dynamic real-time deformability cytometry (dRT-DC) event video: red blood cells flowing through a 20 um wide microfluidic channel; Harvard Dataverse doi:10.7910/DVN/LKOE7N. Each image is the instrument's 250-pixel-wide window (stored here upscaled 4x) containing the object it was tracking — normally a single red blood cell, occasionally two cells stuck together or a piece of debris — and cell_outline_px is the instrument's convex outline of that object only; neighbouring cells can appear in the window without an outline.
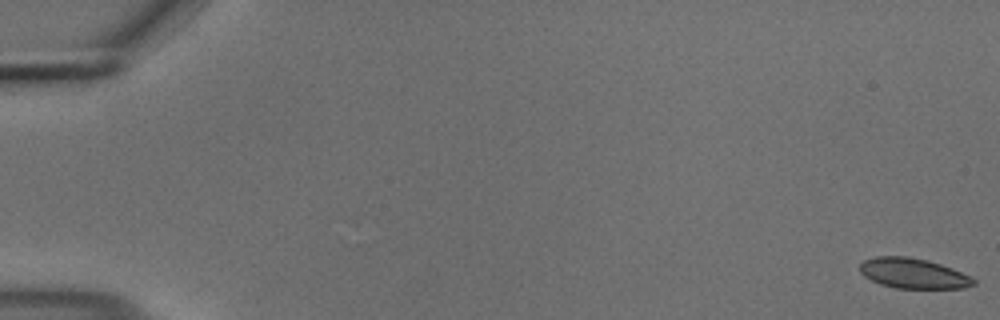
{"species": "common noctule bat (a hibernating species)", "species_latin": "Nyctalus noctula", "temperature_condition": "cold", "stored_images_in_passage": 57, "camera_frame_rate_fps": 3000, "um_per_image_px": 0.085, "animal": {"sex": "male", "body_mass_g": 18.8}, "frame": {"image": 1, "passage_image": 1, "time_ms": 0.0, "image_size_px": [1000, 320], "cell_outline_px": [[976, 284], [964, 288], [896, 288], [880, 284], [864, 276], [860, 272], [860, 264], [864, 260], [876, 256], [908, 256], [928, 260], [952, 268], [972, 276], [976, 280]], "centroid_in_image_um": [77.65, 23.23], "position_along_channel_um": 7.4, "area_um2": 20.11}}
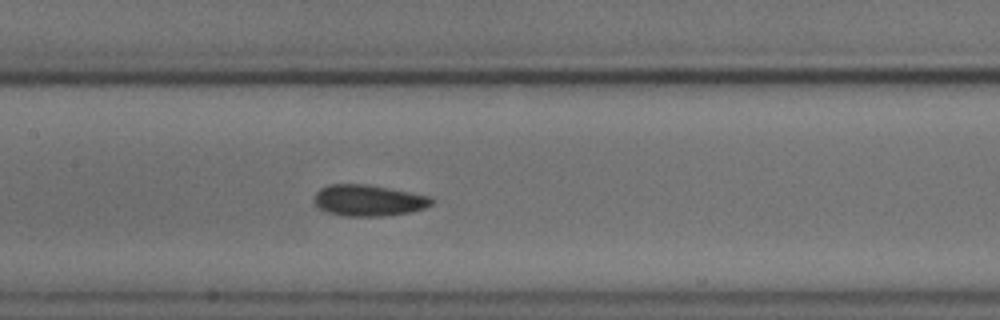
{"frame": {"image": 2, "passage_image": 28, "time_ms": 9.0, "image_size_px": [1000, 320], "cell_outline_px": [[432, 204], [424, 208], [408, 212], [384, 216], [344, 216], [328, 212], [320, 208], [312, 200], [316, 192], [320, 188], [328, 184], [368, 184], [432, 196]], "centroid_in_image_um": [31.3, 17.02], "position_along_channel_um": 176.1, "area_um2": 21.44}}
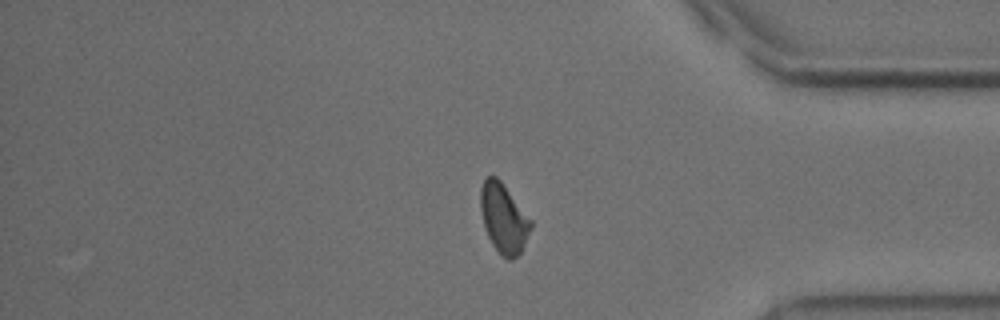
{"frame": {"image": 3, "passage_image": 47, "time_ms": 15.333, "image_size_px": [1000, 320], "cell_outline_px": [[532, 228], [520, 252], [512, 260], [508, 260], [500, 256], [492, 244], [484, 228], [480, 208], [480, 188], [484, 180], [488, 176], [496, 176], [500, 180], [532, 220]], "centroid_in_image_um": [42.8, 18.57], "position_along_channel_um": 392.4, "area_um2": 20.4}, "authors_computed_cell_mechanics": {"area_um2": 20.6924, "velocity_mm_per_s": 3.6973, "shape_relaxation_time_tau1_ms": 5.8863, "shape_relaxation_time_tau2_ms": 3.1097, "deformation_change_tau1": 0.0958, "deformation_change_tau2": 0.069}}